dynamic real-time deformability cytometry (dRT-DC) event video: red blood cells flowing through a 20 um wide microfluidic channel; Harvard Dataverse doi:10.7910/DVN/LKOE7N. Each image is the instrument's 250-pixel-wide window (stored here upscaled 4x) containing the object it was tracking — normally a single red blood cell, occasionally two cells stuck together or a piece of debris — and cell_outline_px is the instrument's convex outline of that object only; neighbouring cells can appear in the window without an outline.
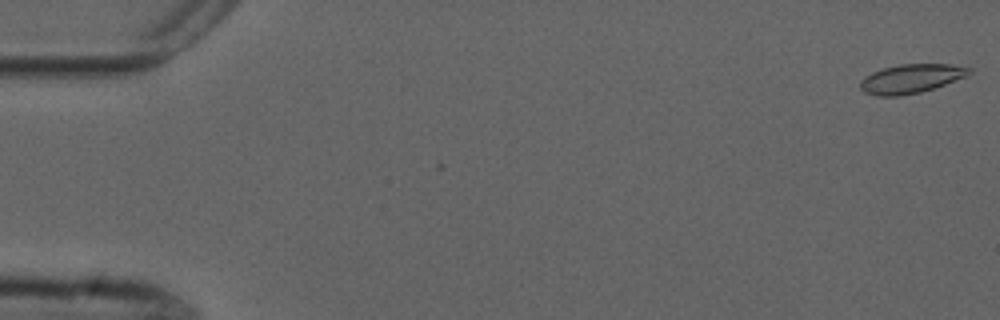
{"species": "common noctule bat (a hibernating species)", "species_latin": "Nyctalus noctula", "temperature_condition": "cold", "stored_images_in_passage": 13, "camera_frame_rate_fps": 3000, "um_per_image_px": 0.085, "animal": {"sex": "male", "forearm_length_mm": 52.5}, "frame": {"image": 1, "passage_image": 1, "time_ms": 0.0, "image_size_px": [1000, 320], "cell_outline_px": [[972, 72], [968, 76], [920, 92], [900, 96], [876, 96], [864, 92], [860, 88], [860, 80], [864, 76], [872, 72], [884, 68], [900, 64], [948, 64], [972, 68]], "centroid_in_image_um": [77.42, 6.68], "position_along_channel_um": 7.6, "area_um2": 18.38}}